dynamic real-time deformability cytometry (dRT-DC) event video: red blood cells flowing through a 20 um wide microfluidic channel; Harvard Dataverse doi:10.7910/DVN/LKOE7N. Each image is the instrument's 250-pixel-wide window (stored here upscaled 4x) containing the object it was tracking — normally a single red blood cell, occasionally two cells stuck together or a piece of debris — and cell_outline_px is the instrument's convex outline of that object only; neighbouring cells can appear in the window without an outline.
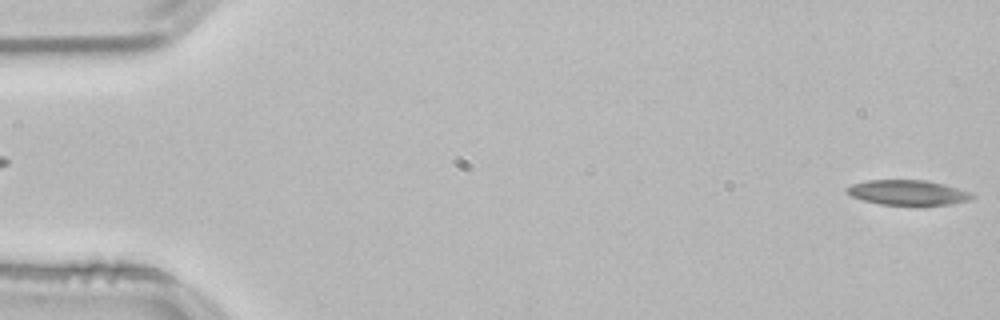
{"species": "common noctule bat (a hibernating species)", "species_latin": "Nyctalus noctula", "temperature_condition": "room temperature", "stored_images_in_passage": 55, "segment_of_instrument_passage": [1, 2], "camera_frame_rate_fps": 3000, "um_per_image_px": 0.085, "animal": {"sex": "male", "body_mass_g": 21.5, "forearm_length_mm": 52.0}, "frame": {"image": 1, "passage_image": 1, "time_ms": 0.0, "image_size_px": [1000, 320], "cell_outline_px": [[976, 196], [968, 200], [952, 204], [924, 208], [880, 204], [864, 200], [852, 196], [844, 188], [852, 184], [868, 180], [924, 180], [944, 184], [972, 192]], "centroid_in_image_um": [77.23, 16.41], "position_along_channel_um": 7.8, "area_um2": 19.02}}
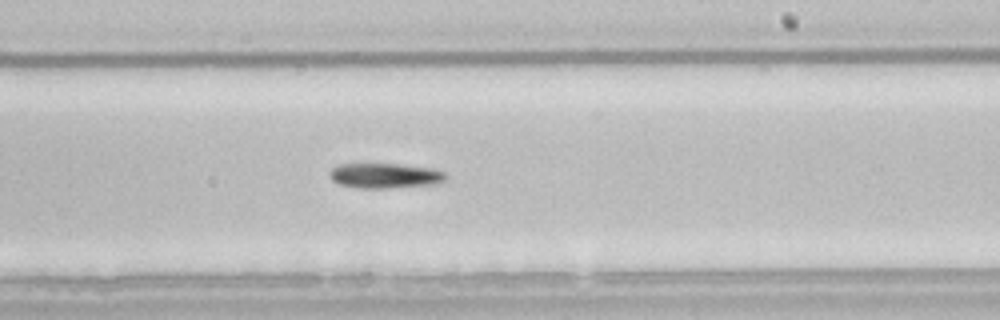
{"frame": {"image": 2, "passage_image": 32, "time_ms": 10.333, "image_size_px": [1000, 320], "cell_outline_px": [[448, 176], [440, 184], [388, 188], [360, 188], [340, 184], [332, 180], [328, 172], [336, 164], [400, 164], [436, 168], [444, 172]], "centroid_in_image_um": [32.77, 14.93], "position_along_channel_um": 256.2, "area_um2": 17.22}}
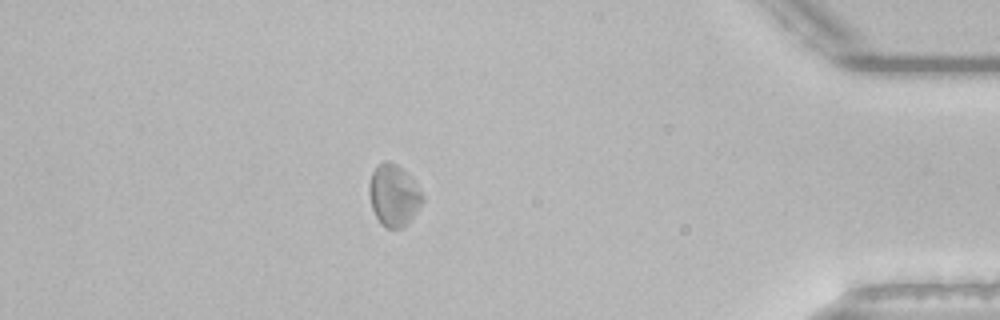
{"frame": {"image": 3, "passage_image": 47, "time_ms": 15.333, "image_size_px": [1000, 320], "cell_outline_px": [[424, 200], [412, 216], [400, 228], [388, 228], [380, 224], [372, 208], [368, 192], [368, 188], [372, 172], [376, 164], [388, 160], [396, 164], [416, 184], [424, 196]], "centroid_in_image_um": [33.42, 16.58], "position_along_channel_um": 401.8, "area_um2": 18.79}}